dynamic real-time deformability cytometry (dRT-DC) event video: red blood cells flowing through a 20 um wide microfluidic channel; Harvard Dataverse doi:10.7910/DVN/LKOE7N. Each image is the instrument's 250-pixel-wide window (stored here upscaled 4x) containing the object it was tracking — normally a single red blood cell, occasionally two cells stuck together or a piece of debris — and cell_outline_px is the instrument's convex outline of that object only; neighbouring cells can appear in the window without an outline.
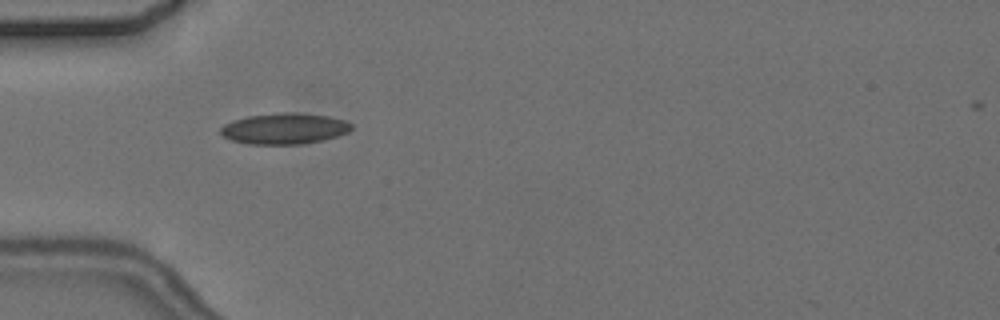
{"species": "common noctule bat (a hibernating species)", "species_latin": "Nyctalus noctula", "temperature_condition": "cold", "stored_images_in_passage": 8, "camera_frame_rate_fps": 3000, "um_per_image_px": 0.085, "animal": {"sex": "female", "body_mass_g": 24.6, "forearm_length_mm": 56.2}, "frame": {"image": 1, "passage_image": 4, "time_ms": 3.333, "image_size_px": [1000, 320], "cell_outline_px": [[352, 128], [348, 132], [324, 140], [304, 144], [248, 144], [232, 140], [224, 136], [220, 132], [220, 128], [224, 124], [232, 120], [248, 116], [280, 112], [296, 112], [328, 116], [344, 120], [352, 124]], "centroid_in_image_um": [24.17, 10.93], "position_along_channel_um": 60.8, "area_um2": 23.7}}
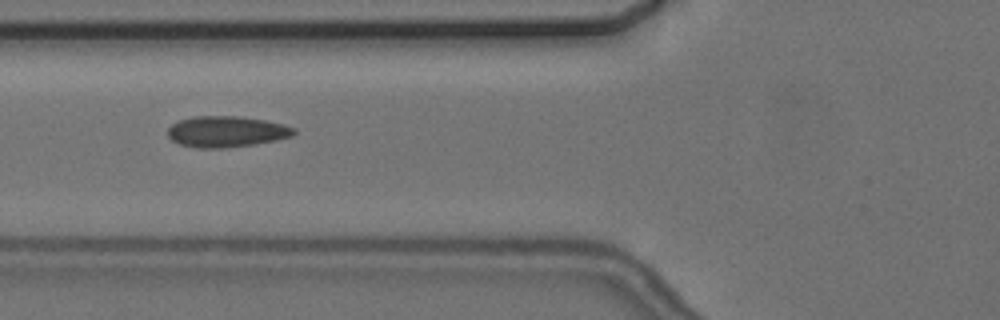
{"frame": {"image": 2, "passage_image": 5, "time_ms": 4.667, "image_size_px": [1000, 320], "cell_outline_px": [[296, 132], [292, 136], [276, 140], [256, 144], [220, 148], [196, 148], [180, 144], [172, 140], [168, 136], [168, 128], [172, 124], [180, 120], [192, 116], [240, 116], [264, 120], [284, 124], [296, 128]], "centroid_in_image_um": [19.26, 11.18], "position_along_channel_um": 106.5, "area_um2": 22.89}}
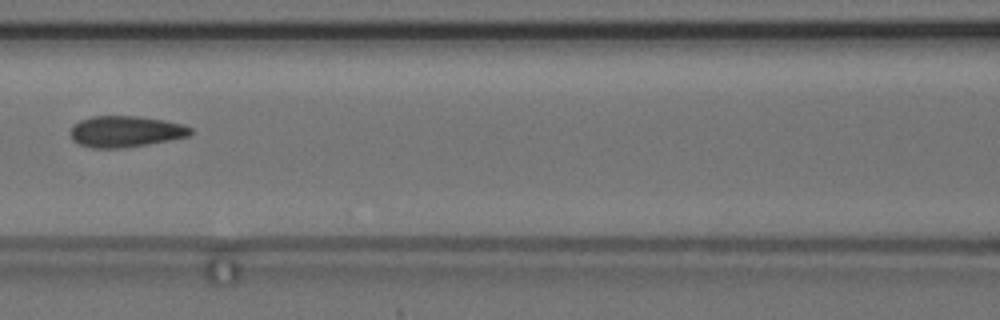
{"frame": {"image": 3, "passage_image": 6, "time_ms": 6.0, "image_size_px": [1000, 320], "cell_outline_px": [[192, 132], [188, 136], [148, 144], [124, 148], [92, 148], [80, 144], [72, 140], [72, 124], [80, 120], [92, 116], [136, 116], [164, 120], [184, 124], [192, 128]], "centroid_in_image_um": [10.67, 11.17], "position_along_channel_um": 155.9, "area_um2": 21.79}}